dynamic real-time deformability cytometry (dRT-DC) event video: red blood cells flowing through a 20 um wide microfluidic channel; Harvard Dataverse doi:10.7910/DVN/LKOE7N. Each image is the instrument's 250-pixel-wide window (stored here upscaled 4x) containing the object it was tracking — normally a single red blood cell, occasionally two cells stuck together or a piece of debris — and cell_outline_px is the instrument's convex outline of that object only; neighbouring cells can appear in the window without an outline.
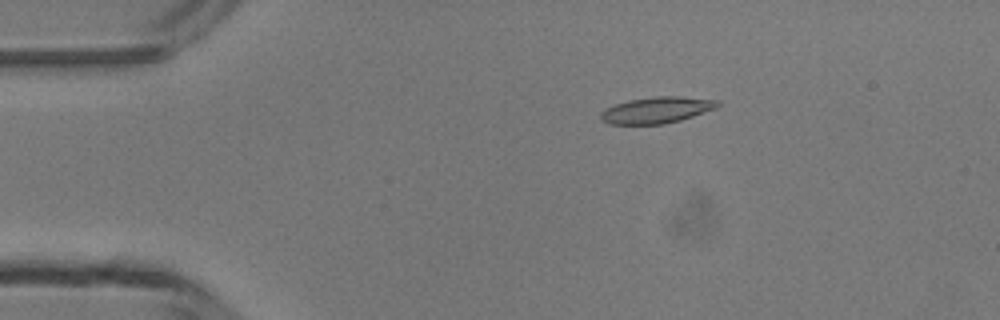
{"species": "common noctule bat (a hibernating species)", "species_latin": "Nyctalus noctula", "temperature_condition": "room temperature", "stored_images_in_passage": 4, "camera_frame_rate_fps": 3000, "um_per_image_px": 0.085, "animal": {"sex": "male", "body_mass_g": 13.3}, "frame": {"image": 1, "passage_image": 2, "time_ms": 2.0, "image_size_px": [1000, 320], "cell_outline_px": [[720, 104], [716, 108], [680, 120], [664, 124], [612, 124], [604, 120], [600, 116], [600, 112], [604, 108], [628, 100], [652, 96], [684, 96], [720, 100]], "centroid_in_image_um": [55.84, 9.33], "position_along_channel_um": 29.2, "area_um2": 17.98}}
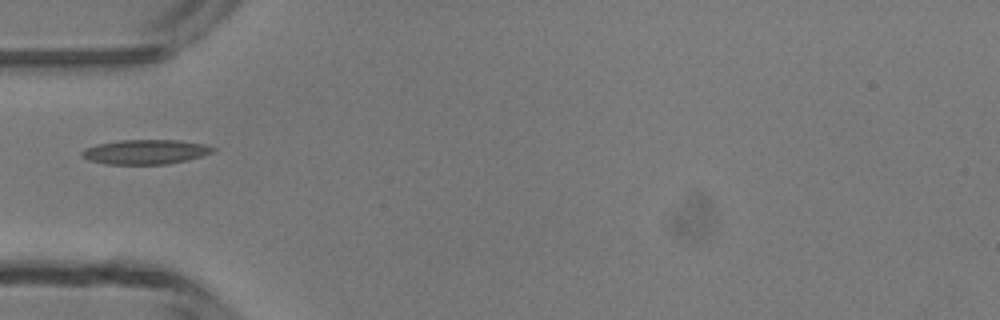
{"frame": {"image": 2, "passage_image": 4, "time_ms": 4.333, "image_size_px": [1000, 320], "cell_outline_px": [[216, 148], [212, 152], [200, 156], [168, 164], [104, 164], [88, 160], [80, 152], [84, 148], [96, 144], [120, 140], [180, 140], [204, 144]], "centroid_in_image_um": [12.32, 12.9], "position_along_channel_um": 72.7, "area_um2": 18.67}}